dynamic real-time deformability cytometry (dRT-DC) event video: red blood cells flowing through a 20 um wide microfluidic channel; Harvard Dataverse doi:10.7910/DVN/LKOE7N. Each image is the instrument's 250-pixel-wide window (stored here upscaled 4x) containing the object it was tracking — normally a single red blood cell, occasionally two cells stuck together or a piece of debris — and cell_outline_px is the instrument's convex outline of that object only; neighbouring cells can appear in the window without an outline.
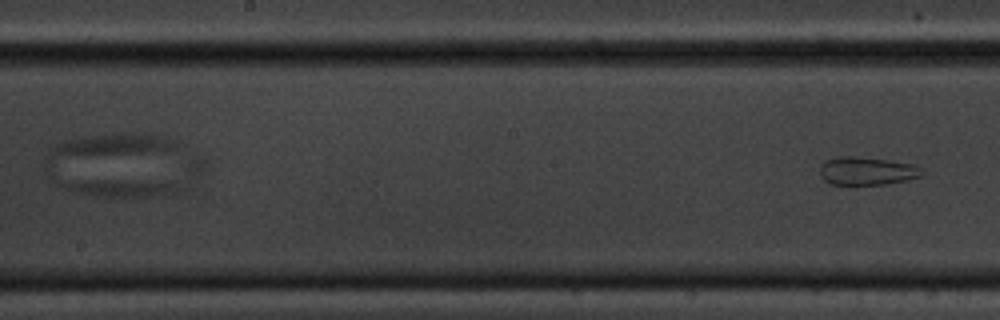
{"species": "common noctule bat (a hibernating species)", "species_latin": "Nyctalus noctula", "temperature_condition": "cold", "stored_images_in_passage": 7, "segment_of_instrument_passage": [2, 2], "camera_frame_rate_fps": 3000, "um_per_image_px": 0.085, "animal": {"sex": "male", "body_mass_g": 20.1, "forearm_length_mm": 53.5}, "frame": {"image": 1, "passage_image": 7, "time_ms": 7.0, "image_size_px": [1000, 320], "cell_outline_px": [[924, 172], [920, 176], [908, 180], [888, 184], [832, 184], [824, 180], [820, 176], [820, 168], [824, 160], [836, 156], [848, 156], [884, 160], [912, 164], [924, 168]], "centroid_in_image_um": [73.68, 14.54], "position_along_channel_um": 174.5, "area_um2": 16.65}}